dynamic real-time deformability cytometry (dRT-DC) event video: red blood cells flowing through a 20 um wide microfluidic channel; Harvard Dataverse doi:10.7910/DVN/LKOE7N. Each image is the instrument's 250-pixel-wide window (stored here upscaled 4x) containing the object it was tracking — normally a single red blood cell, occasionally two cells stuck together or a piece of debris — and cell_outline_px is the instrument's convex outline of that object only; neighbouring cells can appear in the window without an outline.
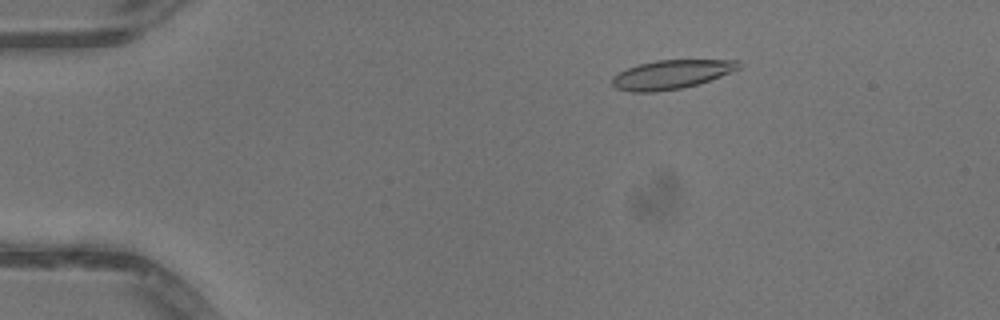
{"species": "common noctule bat (a hibernating species)", "species_latin": "Nyctalus noctula", "temperature_condition": "warm", "stored_images_in_passage": 51, "camera_frame_rate_fps": 3000, "um_per_image_px": 0.085, "animal": {"sex": "male", "body_mass_g": 13.3}, "frame": {"image": 1, "passage_image": 9, "time_ms": 2.667, "image_size_px": [1000, 320], "cell_outline_px": [[740, 68], [720, 76], [684, 88], [656, 92], [632, 92], [616, 88], [612, 84], [612, 76], [636, 64], [656, 60], [740, 60]], "centroid_in_image_um": [57.03, 6.33], "position_along_channel_um": 28.0, "area_um2": 21.27}}
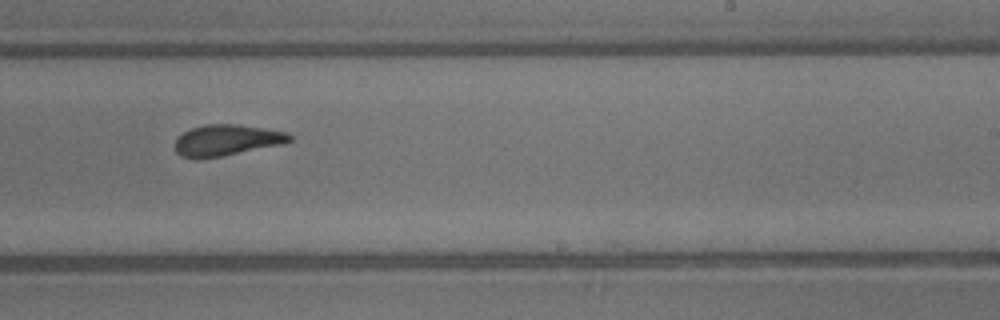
{"frame": {"image": 2, "passage_image": 32, "time_ms": 10.333, "image_size_px": [1000, 320], "cell_outline_px": [[292, 140], [284, 144], [200, 160], [192, 160], [180, 156], [176, 152], [176, 140], [184, 132], [192, 128], [208, 124], [236, 124], [264, 128], [288, 132], [292, 136]], "centroid_in_image_um": [19.27, 11.94], "position_along_channel_um": 269.7, "area_um2": 20.92}}
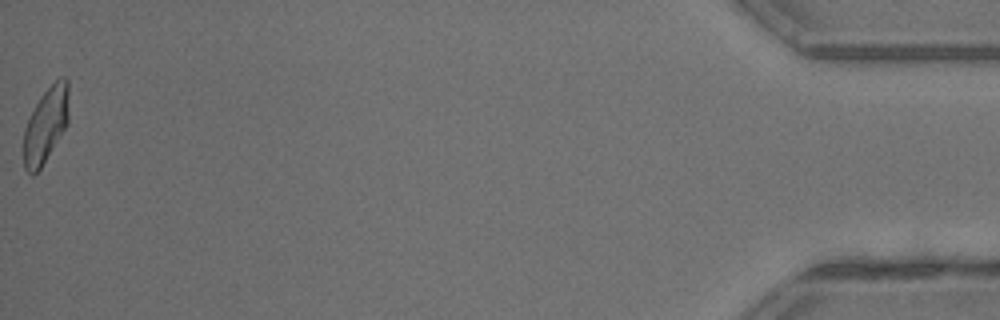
{"frame": {"image": 3, "passage_image": 51, "time_ms": 16.667, "image_size_px": [1000, 320], "cell_outline_px": [[68, 124], [40, 168], [32, 176], [24, 168], [24, 128], [40, 96], [60, 76], [64, 76], [68, 80]], "centroid_in_image_um": [3.9, 10.6], "position_along_channel_um": 431.3, "area_um2": 19.59}, "authors_computed_cell_mechanics": {"area_um2": 21.1548, "velocity_mm_per_s": 4.1116, "shape_relaxation_time_tau1_ms": 7.8098, "shape_relaxation_time_tau2_ms": 2.1464, "deformation_change_tau1": 0.2421, "deformation_change_tau2": 0.1132}}